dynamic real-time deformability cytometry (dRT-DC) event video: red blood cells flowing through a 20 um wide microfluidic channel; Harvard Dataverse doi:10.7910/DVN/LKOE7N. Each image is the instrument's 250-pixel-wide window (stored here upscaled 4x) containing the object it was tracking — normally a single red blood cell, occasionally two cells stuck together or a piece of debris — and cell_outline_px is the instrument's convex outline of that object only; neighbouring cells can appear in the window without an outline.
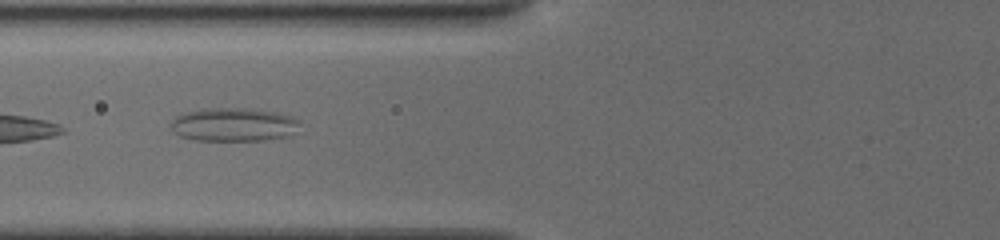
{"species": "common noctule bat (a hibernating species)", "species_latin": "Nyctalus noctula", "temperature_condition": "cold", "stored_images_in_passage": 7, "camera_frame_rate_fps": 3000, "um_per_image_px": 0.085, "animal": {"sex": "female", "body_mass_g": 19.5, "forearm_length_mm": 54.1}, "frame": {"image": 1, "passage_image": 4, "time_ms": 2.0, "image_size_px": [1000, 240], "cell_outline_px": [[296, 120], [288, 136], [264, 140], [196, 140], [180, 136], [172, 128], [172, 120], [176, 116], [184, 112], [204, 108], [244, 108], [276, 112], [292, 116]], "centroid_in_image_um": [19.76, 10.58], "position_along_channel_um": 106.0, "area_um2": 24.57}}
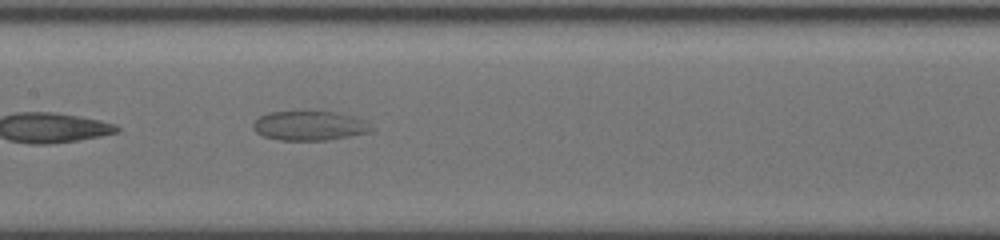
{"frame": {"image": 2, "passage_image": 7, "time_ms": 4.0, "image_size_px": [1000, 240], "cell_outline_px": [[376, 128], [372, 132], [324, 140], [280, 140], [264, 136], [256, 132], [252, 128], [252, 124], [260, 116], [268, 112], [308, 108], [332, 112], [352, 116], [368, 120]], "centroid_in_image_um": [26.34, 10.63], "position_along_channel_um": 181.1, "area_um2": 21.21}}